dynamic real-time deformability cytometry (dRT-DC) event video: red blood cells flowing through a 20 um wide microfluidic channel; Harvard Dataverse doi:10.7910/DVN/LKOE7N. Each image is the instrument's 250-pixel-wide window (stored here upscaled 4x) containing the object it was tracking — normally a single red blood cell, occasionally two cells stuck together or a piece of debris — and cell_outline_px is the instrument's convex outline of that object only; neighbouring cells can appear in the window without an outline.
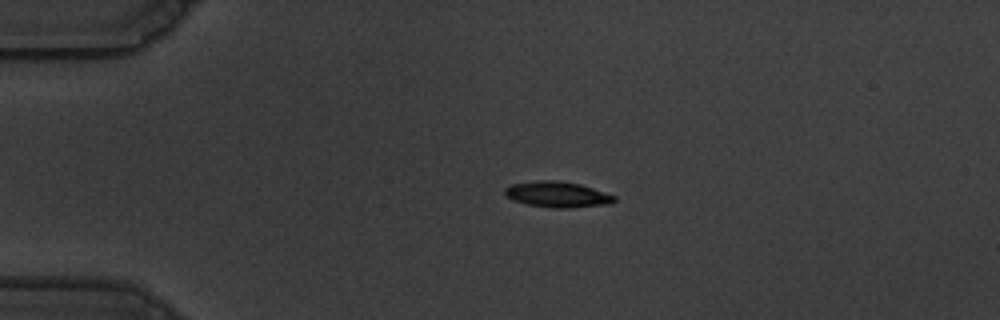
{"species": "common noctule bat (a hibernating species)", "species_latin": "Nyctalus noctula", "temperature_condition": "warm", "stored_images_in_passage": 45, "camera_frame_rate_fps": 3000, "um_per_image_px": 0.085, "animal": {"sex": "male", "body_mass_g": 19.5, "forearm_length_mm": 54.6}, "frame": {"image": 1, "passage_image": 1, "time_ms": 0.0, "image_size_px": [1000, 320], "cell_outline_px": [[616, 200], [612, 204], [568, 208], [552, 208], [528, 204], [512, 200], [504, 196], [504, 188], [512, 184], [536, 180], [556, 180], [580, 184], [616, 196]], "centroid_in_image_um": [47.36, 16.53], "position_along_channel_um": 37.6, "area_um2": 16.59}}
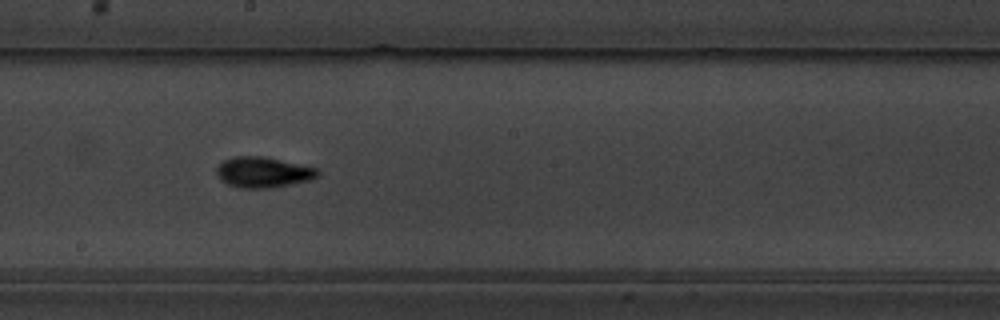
{"frame": {"image": 2, "passage_image": 20, "time_ms": 6.333, "image_size_px": [1000, 320], "cell_outline_px": [[320, 176], [308, 180], [268, 188], [240, 188], [228, 184], [220, 180], [216, 176], [216, 168], [224, 160], [236, 156], [264, 156], [316, 168], [320, 172]], "centroid_in_image_um": [22.33, 14.64], "position_along_channel_um": 225.9, "area_um2": 17.92}}
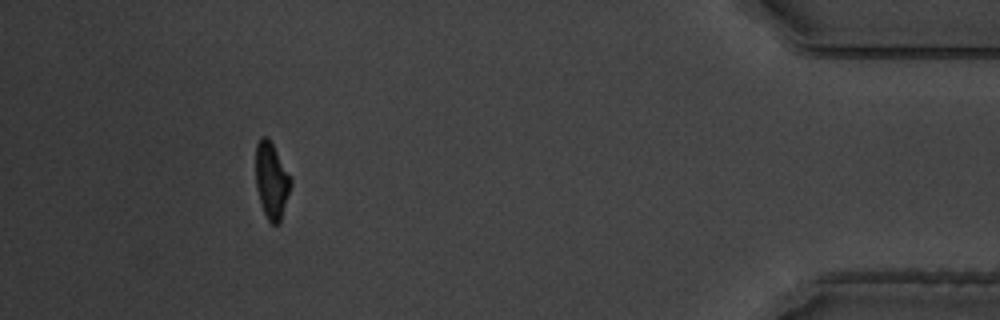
{"frame": {"image": 3, "passage_image": 40, "time_ms": 13.0, "image_size_px": [1000, 320], "cell_outline_px": [[292, 184], [280, 224], [272, 224], [268, 220], [264, 212], [256, 188], [256, 144], [260, 136], [264, 136], [272, 144], [292, 180]], "centroid_in_image_um": [23.08, 15.38], "position_along_channel_um": 412.1, "area_um2": 15.37}, "authors_computed_cell_mechanics": {"area_um2": 16.3574, "velocity_mm_per_s": 3.609, "shape_relaxation_time_tau1_ms": 3.1257, "shape_relaxation_time_tau2_ms": 4.5874, "deformation_change_tau1": 0.1613, "deformation_change_tau2": 0.1157}}